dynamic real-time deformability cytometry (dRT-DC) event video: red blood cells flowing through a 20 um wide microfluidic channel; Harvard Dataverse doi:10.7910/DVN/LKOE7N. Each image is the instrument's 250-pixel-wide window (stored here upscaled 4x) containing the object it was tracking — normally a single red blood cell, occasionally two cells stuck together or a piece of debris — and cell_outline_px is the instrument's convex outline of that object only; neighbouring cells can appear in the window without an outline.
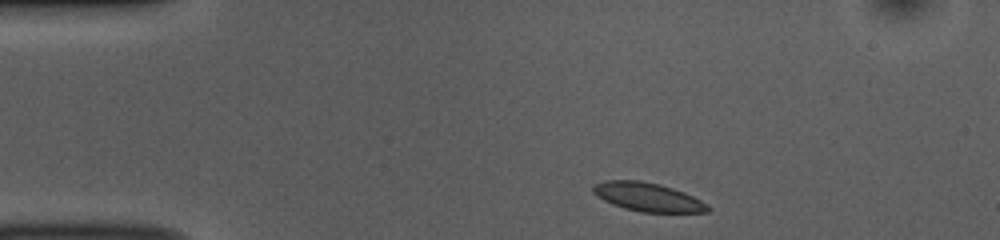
{"species": "common noctule bat (a hibernating species)", "species_latin": "Nyctalus noctula", "temperature_condition": "room temperature", "stored_images_in_passage": 44, "camera_frame_rate_fps": 3000, "um_per_image_px": 0.085, "animal": {"sex": "female", "body_mass_g": 10.0, "forearm_length_mm": 53.1}, "frame": {"image": 1, "passage_image": 1, "time_ms": 0.0, "image_size_px": [1000, 240], "cell_outline_px": [[712, 208], [708, 212], [640, 212], [624, 208], [612, 204], [596, 196], [592, 192], [592, 184], [604, 180], [640, 180], [660, 184], [684, 192], [708, 204]], "centroid_in_image_um": [55.03, 16.74], "position_along_channel_um": 30.0, "area_um2": 19.31}}
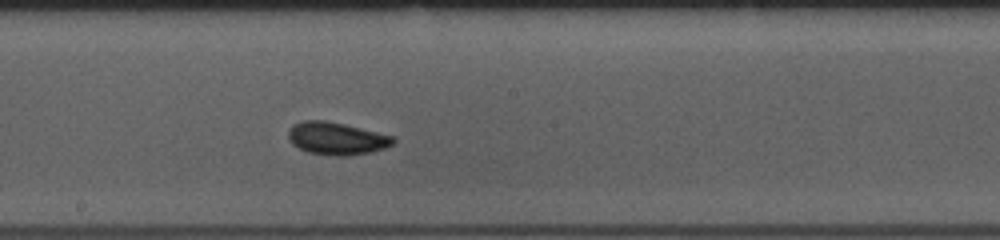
{"frame": {"image": 2, "passage_image": 20, "time_ms": 6.333, "image_size_px": [1000, 240], "cell_outline_px": [[396, 140], [392, 144], [384, 148], [372, 152], [348, 156], [332, 156], [308, 152], [292, 144], [288, 140], [288, 128], [292, 124], [304, 120], [324, 120], [344, 124], [396, 136]], "centroid_in_image_um": [28.6, 11.77], "position_along_channel_um": 219.6, "area_um2": 20.17}}
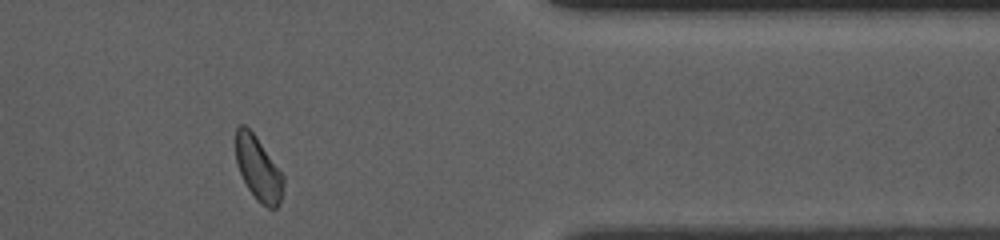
{"frame": {"image": 3, "passage_image": 35, "time_ms": 11.333, "image_size_px": [1000, 240], "cell_outline_px": [[284, 180], [280, 204], [276, 208], [268, 208], [256, 200], [248, 188], [236, 164], [236, 128], [240, 124], [244, 124], [256, 136], [284, 176]], "centroid_in_image_um": [21.95, 14.34], "position_along_channel_um": 389.4, "area_um2": 17.63}, "authors_computed_cell_mechanics": {"area_um2": 18.9584, "velocity_mm_per_s": 3.8086, "shape_relaxation_time_tau1_ms": 3.0523, "shape_relaxation_time_tau2_ms": 3.4581, "deformation_change_tau1": 0.0837, "deformation_change_tau2": 0.0686}}